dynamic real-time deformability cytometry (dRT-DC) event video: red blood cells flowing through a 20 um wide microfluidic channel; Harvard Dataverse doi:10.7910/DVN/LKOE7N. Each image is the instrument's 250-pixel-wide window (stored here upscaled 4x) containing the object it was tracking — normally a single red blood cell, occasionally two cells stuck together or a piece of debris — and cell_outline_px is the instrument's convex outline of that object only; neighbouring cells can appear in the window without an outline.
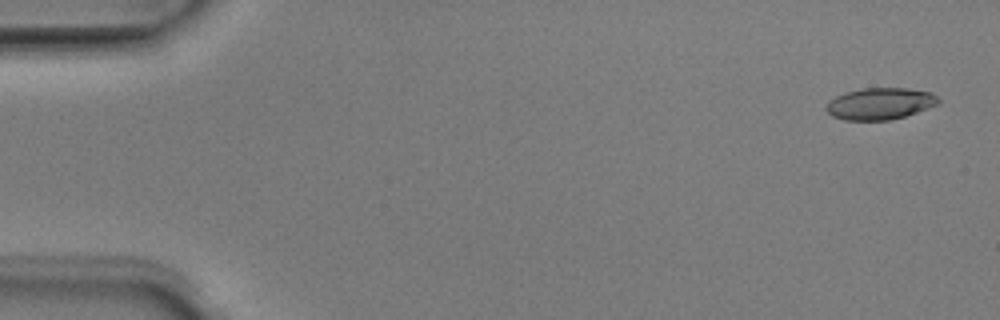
{"species": "Egyptian fruit bat (a non-hibernating species)", "species_latin": "Rousettus aegyptiacus", "temperature_condition": "room temperature", "stored_images_in_passage": 13, "camera_frame_rate_fps": 3000, "um_per_image_px": 0.085, "animal": {"sex": "male"}, "frame": {"image": 1, "passage_image": 2, "time_ms": 0.333, "image_size_px": [1000, 320], "cell_outline_px": [[940, 104], [892, 120], [844, 120], [832, 116], [824, 108], [828, 100], [844, 92], [864, 88], [908, 88], [928, 92], [936, 96], [940, 100]], "centroid_in_image_um": [74.77, 8.81], "position_along_channel_um": 10.2, "area_um2": 20.81}}
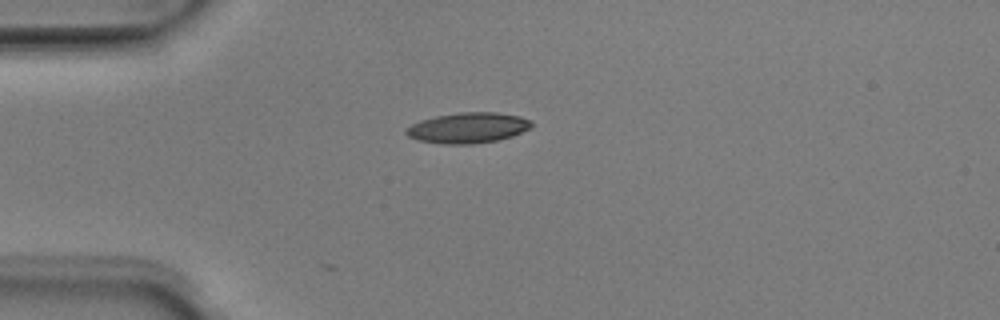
{"frame": {"image": 2, "passage_image": 13, "time_ms": 4.0, "image_size_px": [1000, 320], "cell_outline_px": [[532, 128], [512, 136], [496, 140], [472, 144], [444, 144], [416, 140], [408, 136], [404, 132], [404, 128], [420, 120], [436, 116], [460, 112], [496, 112], [520, 116], [532, 120]], "centroid_in_image_um": [39.77, 10.86], "position_along_channel_um": 45.2, "area_um2": 22.48}}